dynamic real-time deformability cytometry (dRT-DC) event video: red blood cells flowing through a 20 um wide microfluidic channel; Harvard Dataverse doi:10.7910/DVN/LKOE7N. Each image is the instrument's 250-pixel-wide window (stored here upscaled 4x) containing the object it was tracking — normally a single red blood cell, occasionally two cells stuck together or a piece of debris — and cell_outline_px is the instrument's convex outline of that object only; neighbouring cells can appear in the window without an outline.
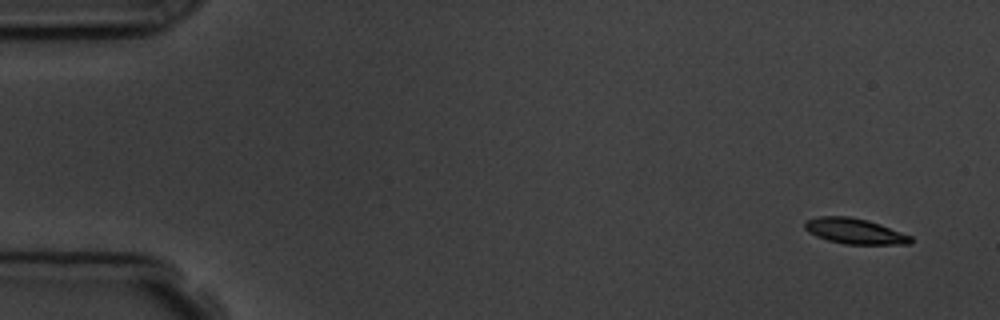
{"species": "common noctule bat (a hibernating species)", "species_latin": "Nyctalus noctula", "temperature_condition": "room temperature", "stored_images_in_passage": 5, "camera_frame_rate_fps": 3000, "um_per_image_px": 0.085, "animal": {"sex": "male", "body_mass_g": 19.5, "forearm_length_mm": 54.6}, "frame": {"image": 1, "passage_image": 1, "time_ms": 0.0, "image_size_px": [1000, 320], "cell_outline_px": [[912, 244], [844, 244], [828, 240], [816, 236], [808, 232], [804, 228], [804, 224], [808, 220], [820, 216], [848, 216], [868, 220], [880, 224], [912, 236]], "centroid_in_image_um": [72.66, 19.65], "position_along_channel_um": 12.3, "area_um2": 15.72}}
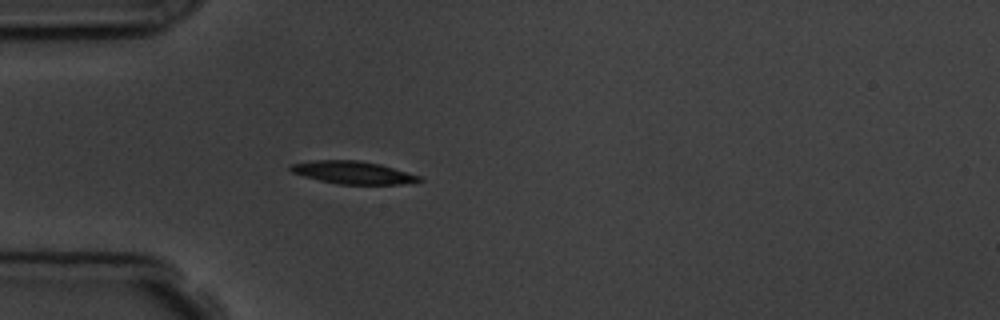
{"frame": {"image": 2, "passage_image": 5, "time_ms": 4.333, "image_size_px": [1000, 320], "cell_outline_px": [[424, 180], [400, 184], [340, 184], [320, 180], [304, 176], [292, 172], [288, 168], [292, 164], [312, 160], [356, 160], [380, 164], [420, 176]], "centroid_in_image_um": [29.98, 14.66], "position_along_channel_um": 55.0, "area_um2": 16.76}}